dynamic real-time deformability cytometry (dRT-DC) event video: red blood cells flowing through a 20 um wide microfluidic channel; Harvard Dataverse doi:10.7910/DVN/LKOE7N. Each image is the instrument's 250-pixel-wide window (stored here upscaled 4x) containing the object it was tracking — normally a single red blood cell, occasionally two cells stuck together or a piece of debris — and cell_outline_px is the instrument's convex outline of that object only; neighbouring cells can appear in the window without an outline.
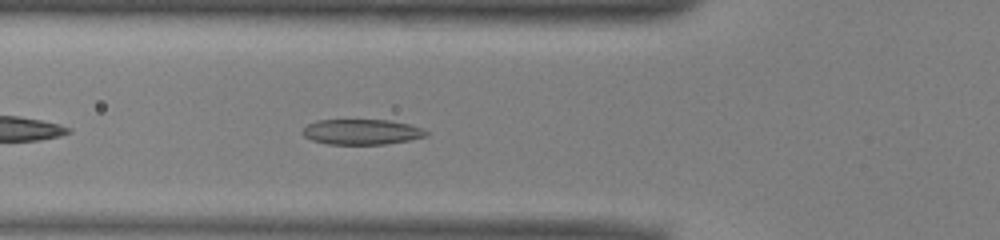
{"species": "common noctule bat (a hibernating species)", "species_latin": "Nyctalus noctula", "temperature_condition": "warm", "stored_images_in_passage": 29, "camera_frame_rate_fps": 3000, "um_per_image_px": 0.085, "animal": {"sex": "male", "body_mass_g": 13.0, "forearm_length_mm": 53.1}, "frame": {"image": 1, "passage_image": 6, "time_ms": 1.667, "image_size_px": [1000, 240], "cell_outline_px": [[428, 136], [408, 140], [384, 144], [328, 144], [312, 140], [304, 136], [300, 132], [308, 124], [316, 120], [388, 120], [408, 124], [420, 128], [428, 132]], "centroid_in_image_um": [30.71, 11.21], "position_along_channel_um": 95.1, "area_um2": 18.15}}
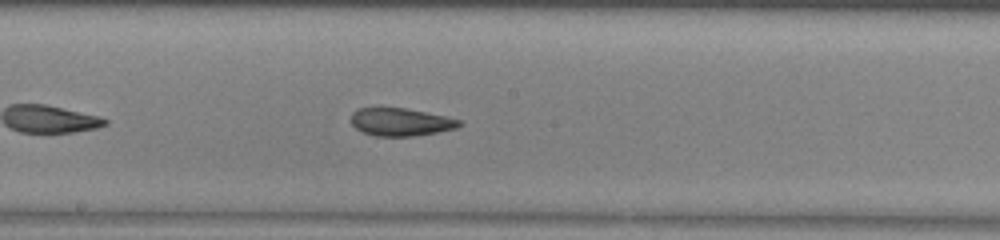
{"frame": {"image": 2, "passage_image": 15, "time_ms": 4.667, "image_size_px": [1000, 240], "cell_outline_px": [[464, 124], [456, 128], [436, 132], [412, 136], [376, 136], [364, 132], [356, 128], [352, 124], [352, 112], [356, 108], [404, 108], [444, 116], [460, 120]], "centroid_in_image_um": [34.05, 10.37], "position_along_channel_um": 214.1, "area_um2": 17.28}}
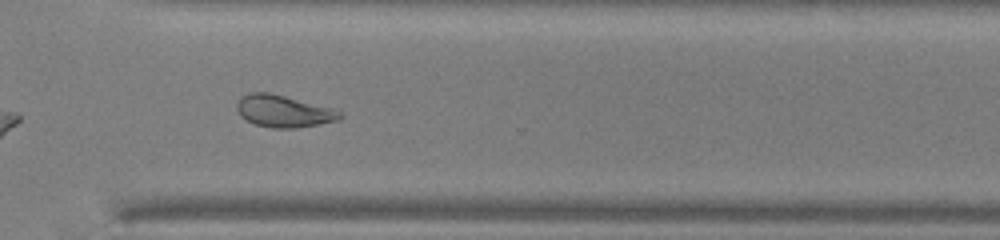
{"frame": {"image": 3, "passage_image": 25, "time_ms": 8.0, "image_size_px": [1000, 240], "cell_outline_px": [[344, 116], [340, 120], [296, 128], [272, 128], [256, 124], [240, 116], [236, 108], [236, 104], [240, 96], [248, 92], [268, 92], [332, 108], [340, 112]], "centroid_in_image_um": [24.08, 9.44], "position_along_channel_um": 346.5, "area_um2": 19.19}, "authors_computed_cell_mechanics": {"area_um2": 18.2648, "velocity_mm_per_s": 3.9658, "shape_relaxation_time_tau1_ms": 9.7437, "shape_relaxation_time_tau2_ms": 1.6142, "deformation_change_tau1": 0.2071, "deformation_change_tau2": 0.0793}}